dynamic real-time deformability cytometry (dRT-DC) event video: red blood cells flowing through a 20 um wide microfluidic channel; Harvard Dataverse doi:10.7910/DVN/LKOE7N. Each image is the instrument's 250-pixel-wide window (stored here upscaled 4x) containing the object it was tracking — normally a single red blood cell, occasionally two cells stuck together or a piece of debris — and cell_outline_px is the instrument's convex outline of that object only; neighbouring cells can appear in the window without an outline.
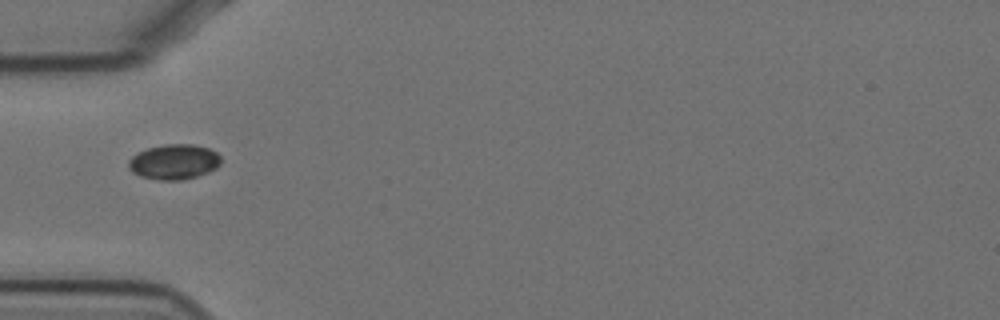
{"species": "Egyptian fruit bat (a non-hibernating species)", "species_latin": "Rousettus aegyptiacus", "temperature_condition": "cold", "stored_images_in_passage": 30, "camera_frame_rate_fps": 3000, "um_per_image_px": 0.085, "animal": {"sex": "female"}, "frame": {"image": 1, "passage_image": 1, "time_ms": 0.0, "image_size_px": [1000, 320], "cell_outline_px": [[220, 164], [216, 168], [208, 172], [196, 176], [180, 180], [160, 180], [140, 176], [132, 172], [128, 168], [128, 160], [136, 152], [148, 148], [164, 144], [192, 144], [208, 148], [216, 152], [220, 156]], "centroid_in_image_um": [14.76, 13.75], "position_along_channel_um": 70.2, "area_um2": 18.96}}
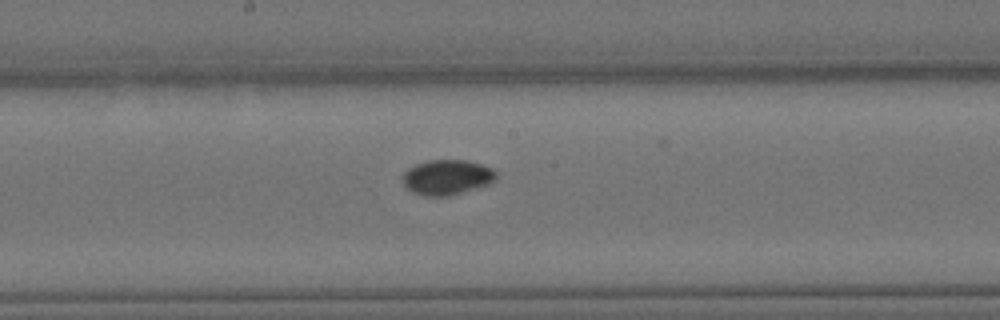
{"frame": {"image": 2, "passage_image": 13, "time_ms": 4.0, "image_size_px": [1000, 320], "cell_outline_px": [[496, 180], [492, 184], [448, 196], [424, 196], [412, 192], [404, 184], [404, 172], [408, 168], [416, 164], [428, 160], [464, 160], [480, 164], [492, 168], [496, 172]], "centroid_in_image_um": [38.03, 15.07], "position_along_channel_um": 210.2, "area_um2": 19.13}}
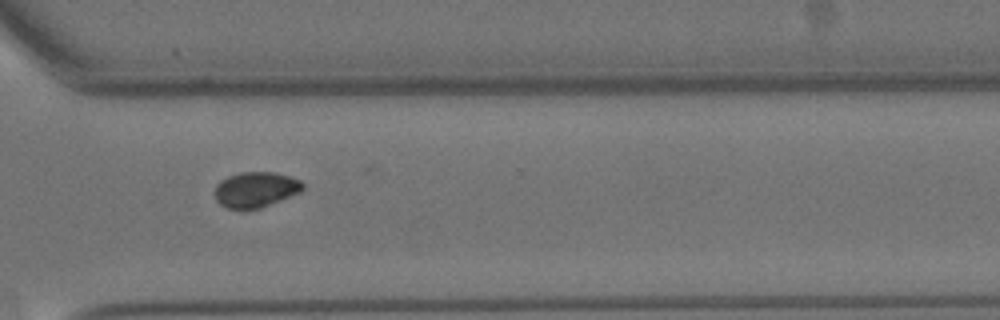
{"frame": {"image": 3, "passage_image": 25, "time_ms": 8.0, "image_size_px": [1000, 320], "cell_outline_px": [[304, 188], [300, 192], [260, 208], [228, 208], [220, 204], [216, 200], [216, 184], [220, 180], [228, 176], [240, 172], [272, 172], [288, 176], [300, 180], [304, 184]], "centroid_in_image_um": [21.73, 16.1], "position_along_channel_um": 348.9, "area_um2": 17.92}}